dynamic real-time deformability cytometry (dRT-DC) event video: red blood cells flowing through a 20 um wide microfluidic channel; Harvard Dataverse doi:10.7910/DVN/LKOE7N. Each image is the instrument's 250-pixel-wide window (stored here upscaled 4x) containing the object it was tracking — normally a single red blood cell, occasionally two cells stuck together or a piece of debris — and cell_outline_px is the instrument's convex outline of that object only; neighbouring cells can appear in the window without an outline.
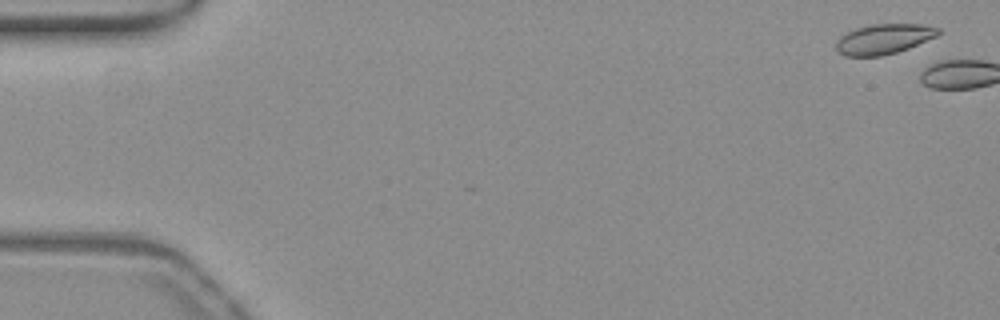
{"species": "common noctule bat (a hibernating species)", "species_latin": "Nyctalus noctula", "temperature_condition": "warm", "stored_images_in_passage": 4, "camera_frame_rate_fps": 3000, "um_per_image_px": 0.085, "animal": {"sex": "female", "body_mass_g": 19.3, "forearm_length_mm": 54.1}, "frame": {"image": 1, "passage_image": 2, "time_ms": 0.333, "image_size_px": [1000, 320], "cell_outline_px": [[940, 32], [936, 36], [908, 48], [896, 52], [880, 56], [844, 56], [836, 52], [836, 40], [844, 32], [856, 28], [872, 24], [924, 24], [940, 28]], "centroid_in_image_um": [75.07, 3.31], "position_along_channel_um": 9.9, "area_um2": 18.03}}